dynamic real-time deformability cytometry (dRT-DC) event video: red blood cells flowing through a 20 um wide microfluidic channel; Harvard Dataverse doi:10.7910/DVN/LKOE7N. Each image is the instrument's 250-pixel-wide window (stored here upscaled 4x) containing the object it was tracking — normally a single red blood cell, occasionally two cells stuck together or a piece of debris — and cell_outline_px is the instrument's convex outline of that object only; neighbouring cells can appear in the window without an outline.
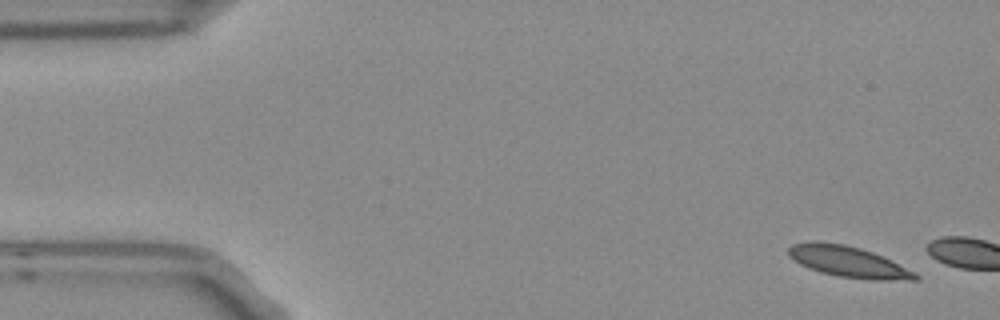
{"species": "Egyptian fruit bat (a non-hibernating species)", "species_latin": "Rousettus aegyptiacus", "temperature_condition": "room temperature", "stored_images_in_passage": 2, "camera_frame_rate_fps": 3000, "um_per_image_px": 0.085, "frame": {"image": 1, "passage_image": 1, "time_ms": 0.0, "image_size_px": [1000, 320], "cell_outline_px": [[920, 280], [872, 280], [840, 276], [820, 272], [808, 268], [800, 264], [788, 256], [788, 248], [792, 244], [808, 240], [816, 240], [844, 244], [860, 248], [872, 252], [892, 260], [916, 272], [920, 276]], "centroid_in_image_um": [72.1, 22.23], "position_along_channel_um": 12.9, "area_um2": 23.24}}